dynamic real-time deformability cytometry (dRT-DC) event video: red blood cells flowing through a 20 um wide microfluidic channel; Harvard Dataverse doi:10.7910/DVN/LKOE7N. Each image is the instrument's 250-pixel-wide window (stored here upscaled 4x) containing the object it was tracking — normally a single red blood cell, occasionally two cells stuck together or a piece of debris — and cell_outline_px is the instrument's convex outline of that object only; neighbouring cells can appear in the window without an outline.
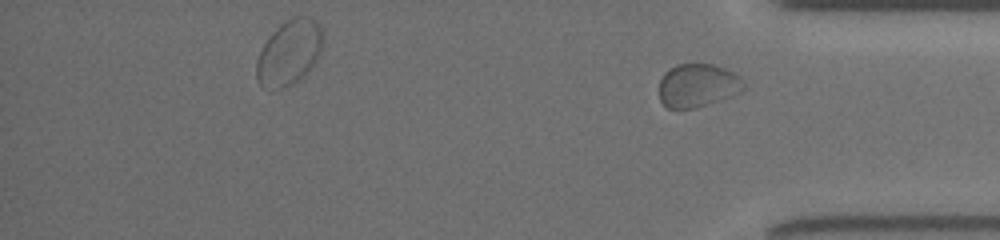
{"species": "common noctule bat (a hibernating species)", "species_latin": "Nyctalus noctula", "temperature_condition": "room temperature", "stored_images_in_passage": 27, "segment_of_instrument_passage": [2, 2], "camera_frame_rate_fps": 3000, "um_per_image_px": 0.085, "animal": {"sex": "female", "body_mass_g": 19.5, "forearm_length_mm": 54.1}, "frame": {"image": 1, "passage_image": 27, "time_ms": 11.0, "image_size_px": [1000, 240], "cell_outline_px": [[744, 88], [740, 92], [720, 100], [696, 108], [668, 108], [660, 100], [660, 80], [664, 72], [668, 68], [676, 64], [712, 64], [724, 68], [732, 72], [744, 84]], "centroid_in_image_um": [59.26, 7.26], "position_along_channel_um": 375.9, "area_um2": 21.15}}